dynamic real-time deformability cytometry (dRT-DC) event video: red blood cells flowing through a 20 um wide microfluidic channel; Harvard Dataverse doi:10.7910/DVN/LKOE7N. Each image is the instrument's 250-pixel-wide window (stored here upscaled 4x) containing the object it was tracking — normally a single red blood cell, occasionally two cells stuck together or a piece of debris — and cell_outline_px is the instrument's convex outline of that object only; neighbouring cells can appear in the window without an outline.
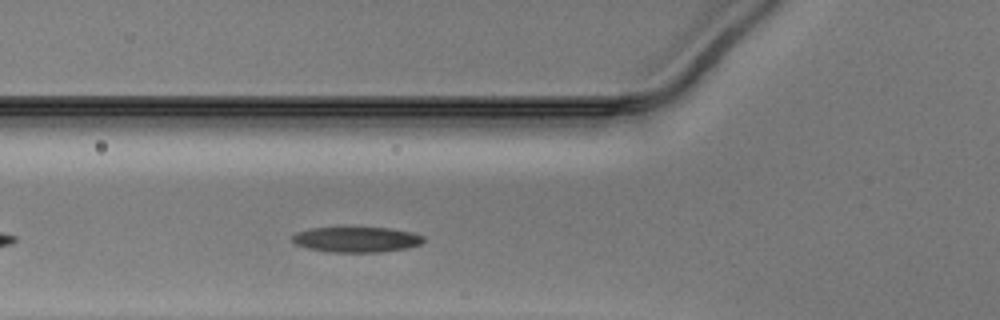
{"species": "Egyptian fruit bat (a non-hibernating species)", "species_latin": "Rousettus aegyptiacus", "temperature_condition": "warm", "stored_images_in_passage": 20, "camera_frame_rate_fps": 3000, "um_per_image_px": 0.085, "animal": {"sex": "male"}, "frame": {"image": 1, "passage_image": 3, "time_ms": 0.667, "image_size_px": [1000, 320], "cell_outline_px": [[424, 240], [420, 244], [408, 248], [380, 252], [332, 252], [308, 248], [296, 244], [292, 240], [292, 236], [296, 232], [312, 228], [388, 228], [412, 232], [424, 236]], "centroid_in_image_um": [30.32, 20.36], "position_along_channel_um": 95.5, "area_um2": 19.25}}
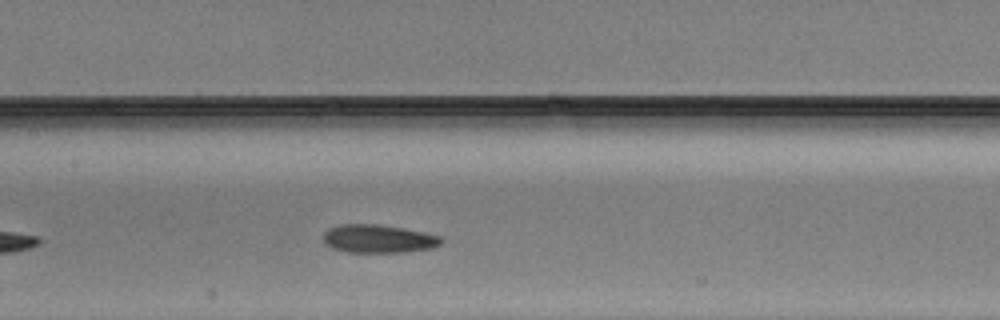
{"frame": {"image": 2, "passage_image": 9, "time_ms": 2.667, "image_size_px": [1000, 320], "cell_outline_px": [[444, 240], [440, 244], [432, 248], [404, 252], [348, 252], [332, 248], [324, 244], [324, 232], [328, 228], [340, 224], [380, 224], [404, 228], [424, 232], [440, 236]], "centroid_in_image_um": [32.15, 20.29], "position_along_channel_um": 175.2, "area_um2": 19.54}}
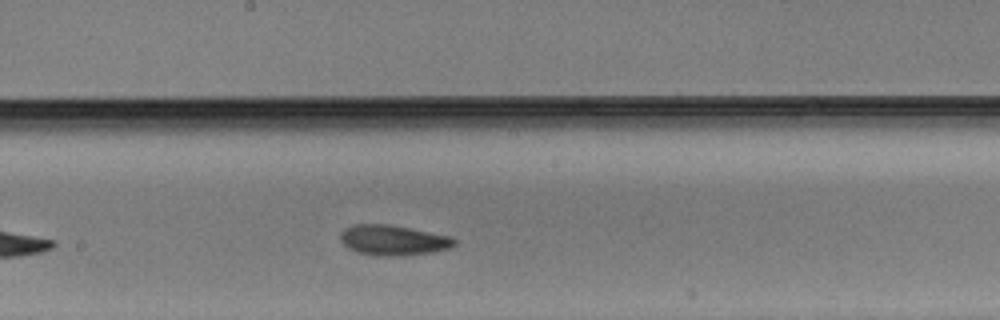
{"frame": {"image": 3, "passage_image": 12, "time_ms": 3.667, "image_size_px": [1000, 320], "cell_outline_px": [[456, 244], [452, 248], [432, 252], [404, 256], [372, 256], [356, 252], [348, 248], [340, 240], [340, 236], [344, 228], [356, 224], [388, 224], [452, 236], [456, 240]], "centroid_in_image_um": [33.44, 20.43], "position_along_channel_um": 214.8, "area_um2": 20.4}}